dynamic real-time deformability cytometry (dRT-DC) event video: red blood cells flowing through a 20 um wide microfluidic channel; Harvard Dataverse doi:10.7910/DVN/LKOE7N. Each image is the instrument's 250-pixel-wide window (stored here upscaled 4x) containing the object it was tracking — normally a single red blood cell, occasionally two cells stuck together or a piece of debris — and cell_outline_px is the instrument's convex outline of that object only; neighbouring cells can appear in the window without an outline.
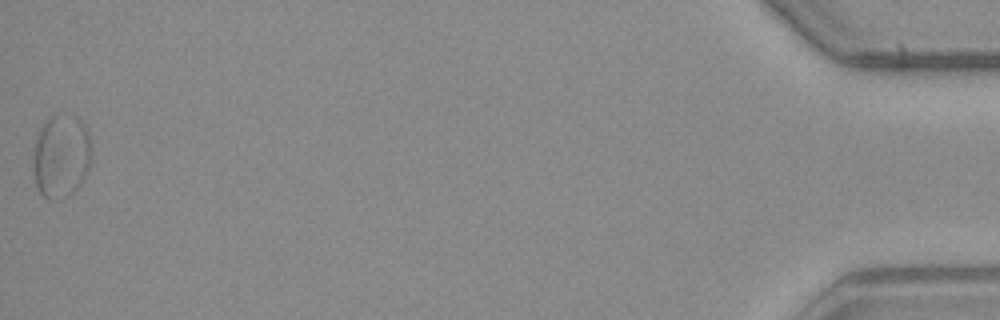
{"species": "common noctule bat (a hibernating species)", "species_latin": "Nyctalus noctula", "temperature_condition": "warm", "stored_images_in_passage": 52, "segment_of_instrument_passage": [2, 2], "camera_frame_rate_fps": 3000, "um_per_image_px": 0.085, "animal": {"sex": "male", "body_mass_g": 23.1, "forearm_length_mm": 52.7}, "frame": {"image": 1, "passage_image": 52, "time_ms": 17.0, "image_size_px": [1000, 320], "cell_outline_px": [[92, 164], [76, 188], [68, 196], [60, 200], [60, 196], [76, 116], [84, 124], [88, 132], [92, 144]], "centroid_in_image_um": [6.56, 13.51], "position_along_channel_um": 428.6, "area_um2": 10.23}}